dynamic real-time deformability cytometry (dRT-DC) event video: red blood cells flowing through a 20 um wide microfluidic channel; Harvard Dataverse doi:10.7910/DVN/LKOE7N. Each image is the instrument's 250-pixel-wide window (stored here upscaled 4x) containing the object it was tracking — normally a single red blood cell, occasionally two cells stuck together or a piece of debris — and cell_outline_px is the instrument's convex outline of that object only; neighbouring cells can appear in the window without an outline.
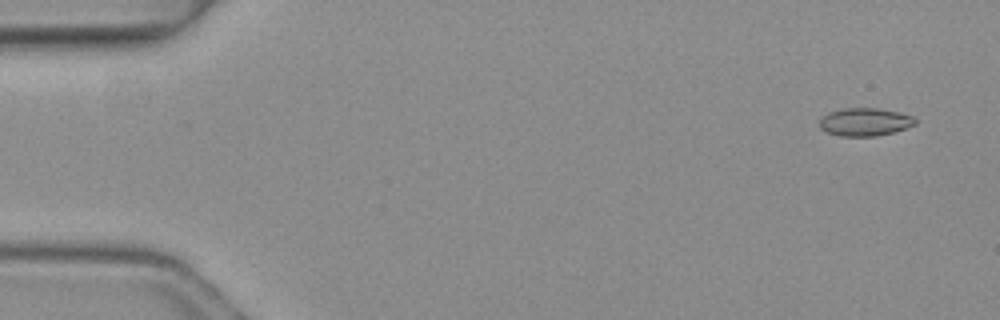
{"species": "common noctule bat (a hibernating species)", "species_latin": "Nyctalus noctula", "temperature_condition": "warm", "stored_images_in_passage": 5, "camera_frame_rate_fps": 3000, "um_per_image_px": 0.085, "animal": {"sex": "female", "body_mass_g": 19.3, "forearm_length_mm": 54.1}, "frame": {"image": 1, "passage_image": 1, "time_ms": 0.0, "image_size_px": [1000, 320], "cell_outline_px": [[916, 124], [892, 132], [876, 136], [840, 136], [828, 132], [820, 128], [820, 120], [828, 112], [844, 108], [880, 108], [900, 112], [916, 116]], "centroid_in_image_um": [73.55, 10.35], "position_along_channel_um": 11.5, "area_um2": 15.61}}
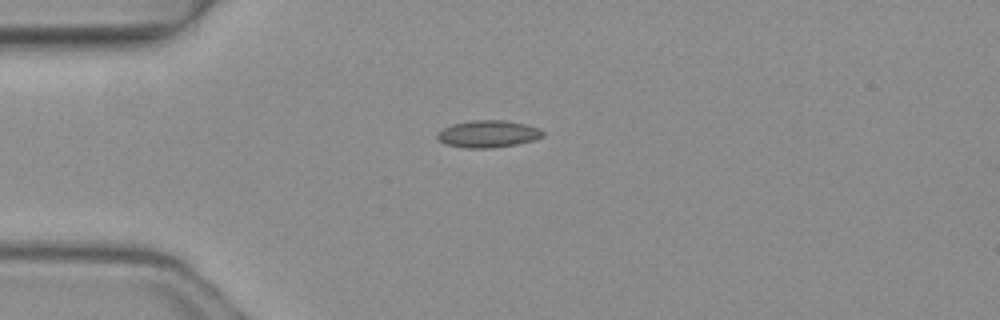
{"frame": {"image": 2, "passage_image": 3, "time_ms": 0.667, "image_size_px": [1000, 320], "cell_outline_px": [[544, 136], [536, 140], [516, 144], [492, 148], [464, 148], [448, 144], [440, 140], [436, 136], [436, 132], [452, 124], [472, 120], [504, 120], [528, 124], [540, 128], [544, 132]], "centroid_in_image_um": [41.53, 11.37], "position_along_channel_um": 43.5, "area_um2": 16.82}}
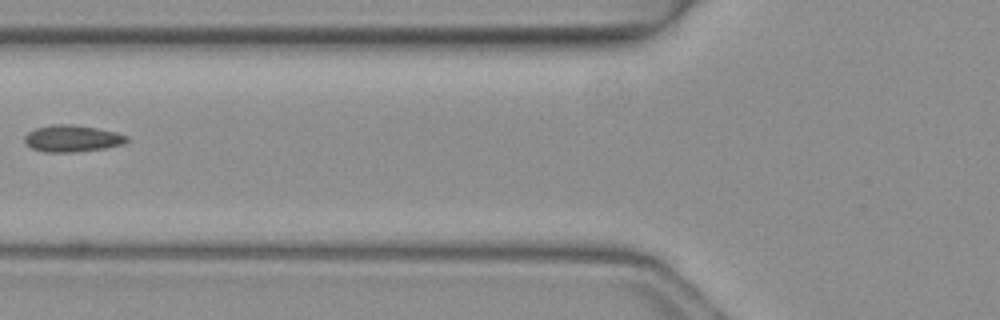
{"frame": {"image": 3, "passage_image": 5, "time_ms": 1.333, "image_size_px": [1000, 320], "cell_outline_px": [[128, 140], [124, 144], [104, 148], [76, 152], [44, 152], [32, 148], [24, 144], [24, 136], [28, 132], [36, 128], [52, 124], [72, 124], [96, 128], [116, 132], [128, 136]], "centroid_in_image_um": [6.11, 11.77], "position_along_channel_um": 119.7, "area_um2": 16.01}}